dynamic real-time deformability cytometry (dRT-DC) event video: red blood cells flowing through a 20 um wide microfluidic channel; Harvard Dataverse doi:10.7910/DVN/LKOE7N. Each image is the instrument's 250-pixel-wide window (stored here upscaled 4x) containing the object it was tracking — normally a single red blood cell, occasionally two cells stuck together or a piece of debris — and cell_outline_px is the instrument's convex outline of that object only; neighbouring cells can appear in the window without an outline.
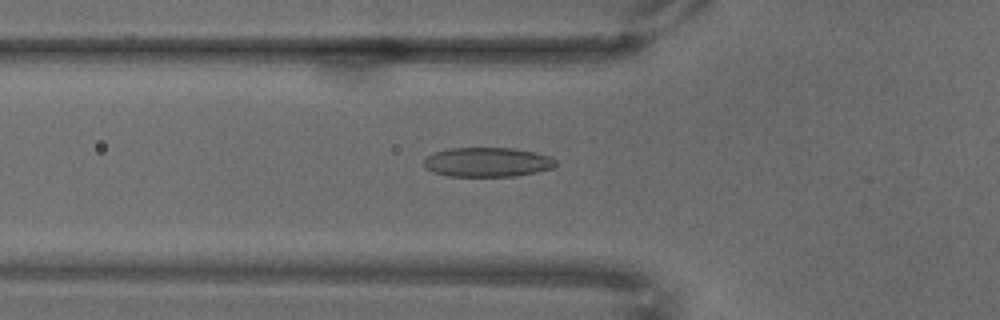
{"species": "common noctule bat (a hibernating species)", "species_latin": "Nyctalus noctula", "temperature_condition": "warm", "stored_images_in_passage": 68, "camera_frame_rate_fps": 3000, "um_per_image_px": 0.085, "animal": {"sex": "male", "body_mass_g": 18.8}, "frame": {"image": 1, "passage_image": 24, "time_ms": 7.667, "image_size_px": [1000, 320], "cell_outline_px": [[556, 164], [552, 168], [536, 172], [516, 176], [448, 176], [432, 172], [424, 164], [424, 160], [432, 152], [448, 148], [512, 148], [536, 152], [552, 156], [556, 160]], "centroid_in_image_um": [41.44, 13.77], "position_along_channel_um": 84.4, "area_um2": 22.72}}
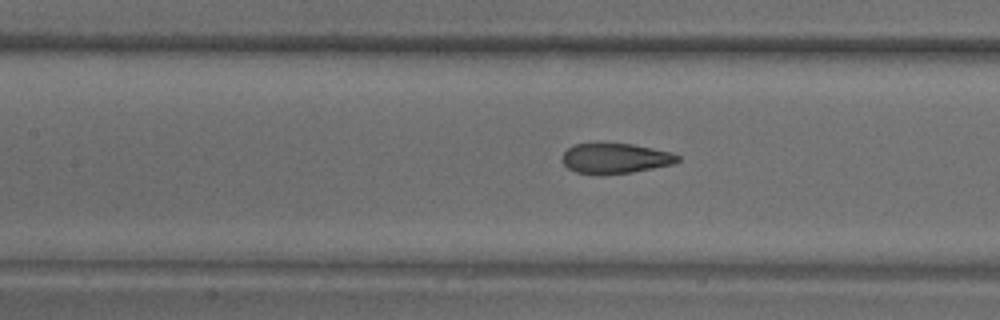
{"frame": {"image": 2, "passage_image": 31, "time_ms": 10.0, "image_size_px": [1000, 320], "cell_outline_px": [[680, 160], [672, 164], [632, 172], [576, 172], [568, 168], [564, 164], [560, 156], [568, 148], [576, 144], [600, 140], [632, 144], [672, 152], [680, 156]], "centroid_in_image_um": [52.28, 13.38], "position_along_channel_um": 155.1, "area_um2": 20.4}}
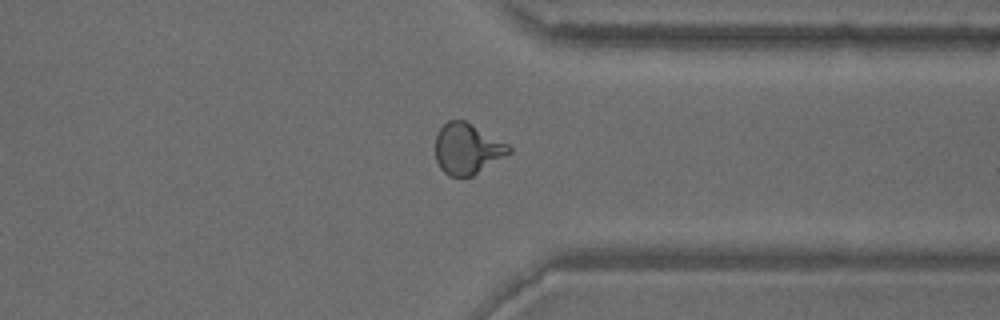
{"frame": {"image": 3, "passage_image": 53, "time_ms": 17.333, "image_size_px": [1000, 320], "cell_outline_px": [[512, 152], [472, 176], [448, 176], [440, 168], [436, 160], [436, 136], [440, 128], [448, 120], [464, 120], [472, 124], [508, 144], [512, 148]], "centroid_in_image_um": [39.71, 12.65], "position_along_channel_um": 371.7, "area_um2": 21.62}}